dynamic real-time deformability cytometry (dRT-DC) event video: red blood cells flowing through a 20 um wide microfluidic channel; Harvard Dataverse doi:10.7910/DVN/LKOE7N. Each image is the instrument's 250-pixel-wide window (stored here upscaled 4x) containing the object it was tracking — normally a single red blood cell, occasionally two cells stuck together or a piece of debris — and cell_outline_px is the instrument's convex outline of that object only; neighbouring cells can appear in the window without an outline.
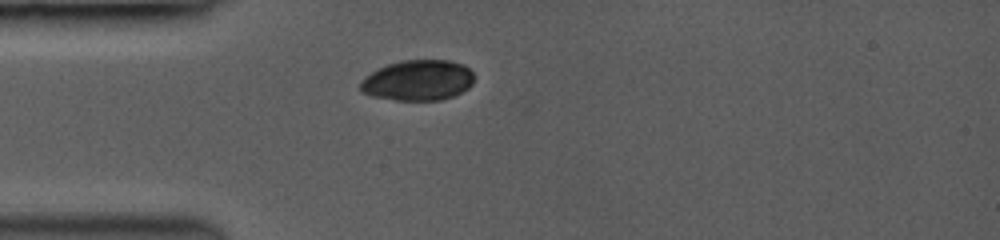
{"species": "common noctule bat (a hibernating species)", "species_latin": "Nyctalus noctula", "temperature_condition": "room temperature", "stored_images_in_passage": 38, "camera_frame_rate_fps": 3500, "um_per_image_px": 0.085, "animal": {"sex": "female", "body_mass_g": 19.0, "forearm_length_mm": 53.3}, "frame": {"image": 1, "passage_image": 1, "time_ms": 0.0, "image_size_px": [1000, 240], "cell_outline_px": [[472, 84], [468, 88], [452, 96], [440, 100], [396, 100], [372, 96], [364, 92], [360, 88], [360, 84], [372, 72], [388, 64], [404, 60], [448, 60], [464, 64], [472, 72]], "centroid_in_image_um": [35.55, 6.82], "position_along_channel_um": 49.4, "area_um2": 26.47}}
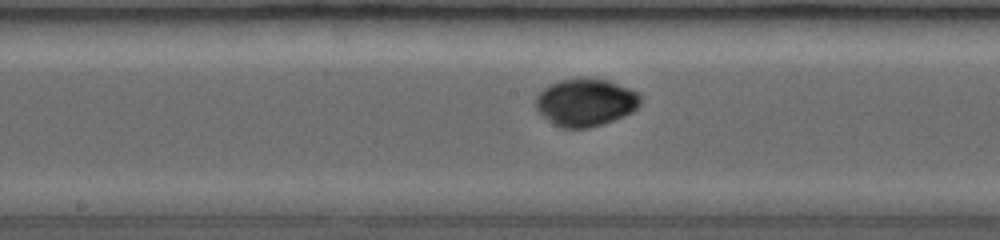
{"frame": {"image": 2, "passage_image": 15, "time_ms": 4.0, "image_size_px": [1000, 240], "cell_outline_px": [[640, 100], [636, 108], [632, 112], [612, 120], [588, 128], [560, 128], [544, 116], [540, 112], [536, 104], [536, 100], [540, 92], [544, 88], [560, 80], [580, 76], [588, 76], [608, 80], [628, 88], [636, 92], [640, 96]], "centroid_in_image_um": [49.77, 8.67], "position_along_channel_um": 198.4, "area_um2": 28.78}}
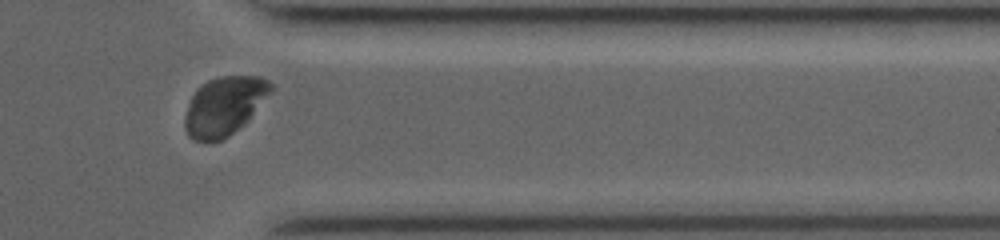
{"frame": {"image": 3, "passage_image": 32, "time_ms": 8.857, "image_size_px": [1000, 240], "cell_outline_px": [[276, 88], [248, 120], [244, 124], [228, 136], [220, 140], [192, 140], [188, 136], [184, 128], [184, 116], [188, 104], [196, 88], [200, 84], [208, 80], [220, 76], [256, 76], [268, 80]], "centroid_in_image_um": [19.07, 8.99], "position_along_channel_um": 392.3, "area_um2": 29.59}}